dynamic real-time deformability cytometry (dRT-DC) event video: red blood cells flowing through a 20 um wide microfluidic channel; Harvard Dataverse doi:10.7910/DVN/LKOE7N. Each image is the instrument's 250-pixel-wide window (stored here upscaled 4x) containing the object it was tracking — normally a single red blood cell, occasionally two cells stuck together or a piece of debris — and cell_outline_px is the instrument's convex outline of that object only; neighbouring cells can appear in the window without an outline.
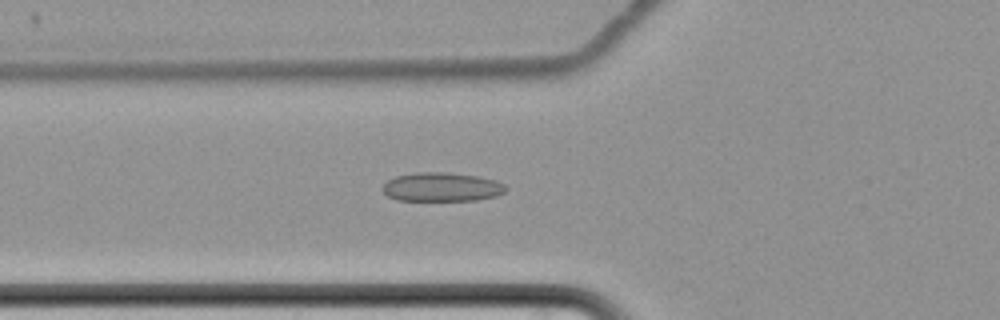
{"species": "common noctule bat (a hibernating species)", "species_latin": "Nyctalus noctula", "temperature_condition": "cold", "stored_images_in_passage": 65, "camera_frame_rate_fps": 3000, "um_per_image_px": 0.085, "animal": {"sex": "female", "body_mass_g": 22.7, "forearm_length_mm": 54.2}, "frame": {"image": 1, "passage_image": 27, "time_ms": 8.667, "image_size_px": [1000, 320], "cell_outline_px": [[508, 188], [504, 192], [496, 196], [476, 200], [396, 200], [388, 196], [380, 188], [388, 180], [396, 176], [416, 172], [448, 172], [480, 176], [496, 180], [504, 184]], "centroid_in_image_um": [37.56, 15.88], "position_along_channel_um": 88.2, "area_um2": 20.92}}
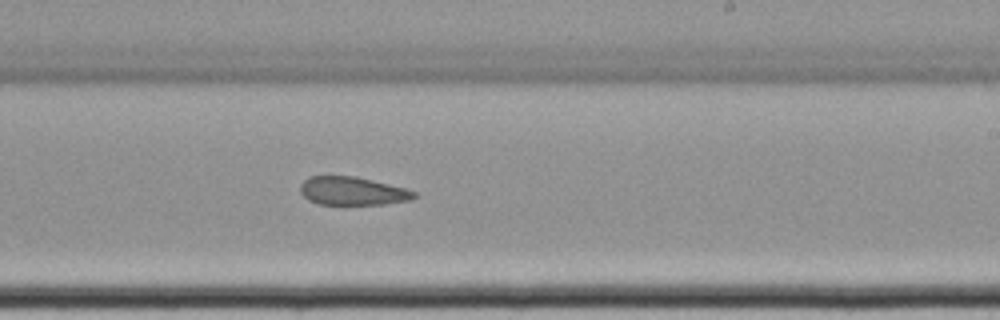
{"frame": {"image": 2, "passage_image": 42, "time_ms": 13.667, "image_size_px": [1000, 320], "cell_outline_px": [[416, 196], [412, 200], [384, 204], [320, 204], [308, 200], [300, 192], [300, 184], [308, 176], [356, 176], [404, 188], [416, 192]], "centroid_in_image_um": [29.94, 16.23], "position_along_channel_um": 259.1, "area_um2": 18.73}}
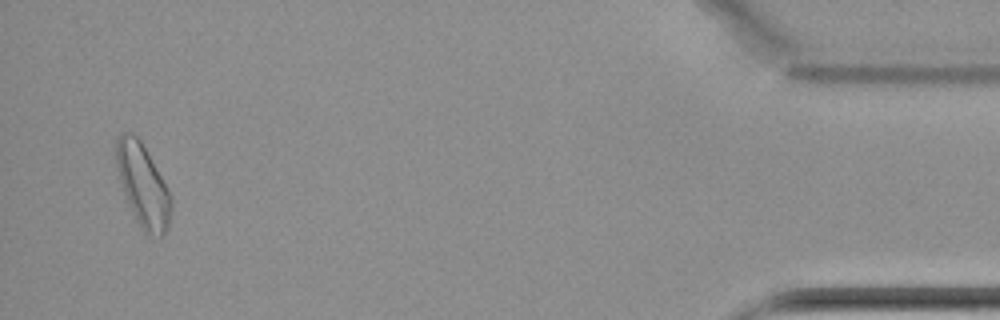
{"frame": {"image": 3, "passage_image": 63, "time_ms": 20.667, "image_size_px": [1000, 320], "cell_outline_px": [[172, 204], [168, 228], [160, 236], [148, 236], [140, 228], [124, 196], [120, 180], [116, 160], [116, 140], [120, 132], [132, 132], [140, 140], [172, 196]], "centroid_in_image_um": [12.14, 15.78], "position_along_channel_um": 423.1, "area_um2": 26.3}, "authors_computed_cell_mechanics": {"area_um2": 21.675, "velocity_mm_per_s": 3.4242, "shape_relaxation_time_tau1_ms": null, "shape_relaxation_time_tau2_ms": 5.4212, "deformation_change_tau1": null, "deformation_change_tau2": 0.1316}}